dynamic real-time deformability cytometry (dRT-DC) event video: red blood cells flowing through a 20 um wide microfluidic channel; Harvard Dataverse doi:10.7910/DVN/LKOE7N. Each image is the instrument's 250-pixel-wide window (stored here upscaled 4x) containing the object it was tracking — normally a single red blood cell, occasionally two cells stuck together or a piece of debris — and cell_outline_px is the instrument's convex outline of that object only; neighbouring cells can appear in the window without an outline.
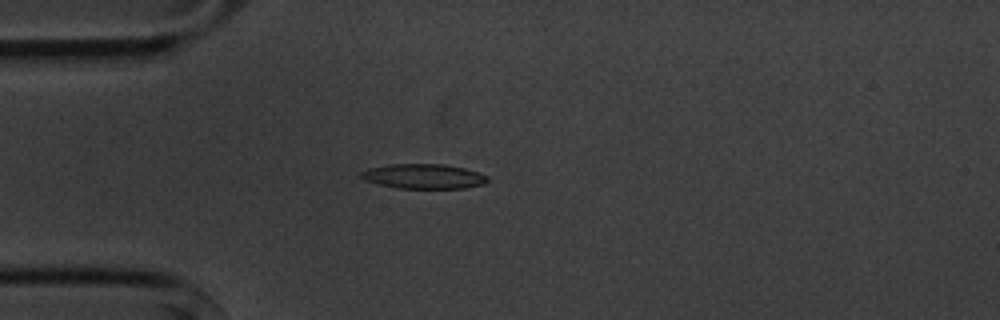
{"species": "common noctule bat (a hibernating species)", "species_latin": "Nyctalus noctula", "temperature_condition": "cold", "stored_images_in_passage": 4, "camera_frame_rate_fps": 3000, "um_per_image_px": 0.085, "animal": {"sex": "male", "body_mass_g": 20.1, "forearm_length_mm": 53.5}, "frame": {"image": 1, "passage_image": 4, "time_ms": 3.333, "image_size_px": [1000, 320], "cell_outline_px": [[488, 180], [484, 184], [464, 188], [396, 188], [364, 180], [360, 176], [360, 172], [368, 168], [388, 164], [444, 164], [464, 168], [488, 176]], "centroid_in_image_um": [35.98, 14.98], "position_along_channel_um": 49.0, "area_um2": 18.21}}